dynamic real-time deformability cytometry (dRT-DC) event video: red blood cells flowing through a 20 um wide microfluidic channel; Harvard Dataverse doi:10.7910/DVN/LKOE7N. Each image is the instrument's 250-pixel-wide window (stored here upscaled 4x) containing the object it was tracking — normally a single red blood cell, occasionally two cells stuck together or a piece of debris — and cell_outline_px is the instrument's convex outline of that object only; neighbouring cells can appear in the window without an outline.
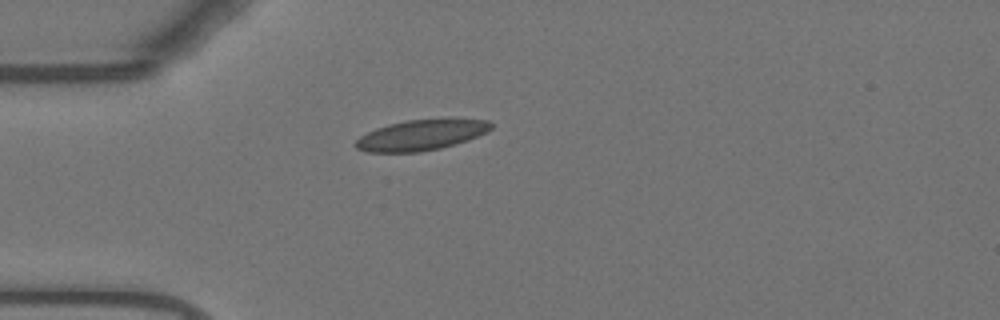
{"species": "Egyptian fruit bat (a non-hibernating species)", "species_latin": "Rousettus aegyptiacus", "temperature_condition": "warm", "stored_images_in_passage": 41, "camera_frame_rate_fps": 3000, "um_per_image_px": 0.085, "animal": {"sex": "female"}, "frame": {"image": 1, "passage_image": 1, "time_ms": 0.0, "image_size_px": [1000, 320], "cell_outline_px": [[492, 128], [468, 140], [440, 148], [420, 152], [368, 152], [356, 148], [352, 144], [360, 136], [376, 128], [388, 124], [408, 120], [448, 116], [488, 120], [492, 124]], "centroid_in_image_um": [35.82, 11.43], "position_along_channel_um": 49.2, "area_um2": 24.74}}
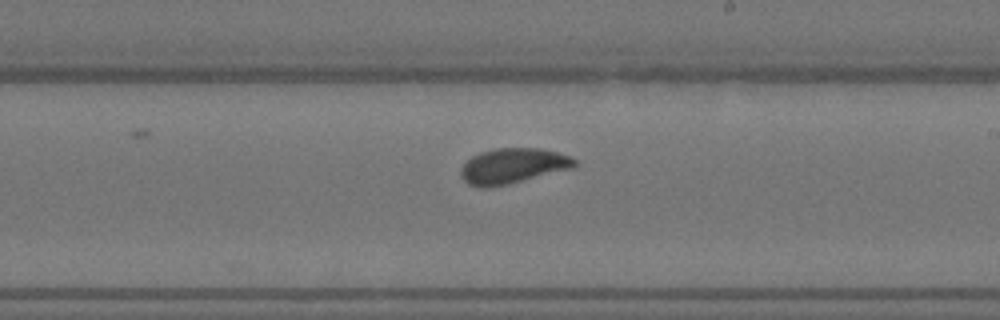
{"frame": {"image": 2, "passage_image": 18, "time_ms": 5.667, "image_size_px": [1000, 320], "cell_outline_px": [[576, 164], [572, 168], [508, 184], [488, 188], [480, 188], [468, 184], [460, 176], [460, 168], [472, 156], [480, 152], [496, 148], [540, 148], [556, 152], [568, 156], [576, 160]], "centroid_in_image_um": [43.54, 14.11], "position_along_channel_um": 245.5, "area_um2": 23.29}}
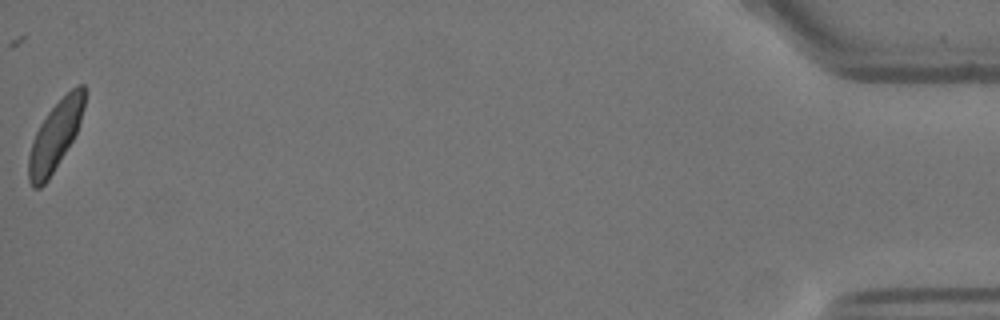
{"frame": {"image": 3, "passage_image": 41, "time_ms": 13.333, "image_size_px": [1000, 320], "cell_outline_px": [[84, 108], [76, 132], [72, 140], [48, 180], [40, 188], [32, 188], [28, 180], [28, 156], [36, 132], [40, 124], [48, 112], [76, 84], [84, 84]], "centroid_in_image_um": [4.67, 11.57], "position_along_channel_um": 430.5, "area_um2": 21.91}, "authors_computed_cell_mechanics": {"area_um2": 23.0622, "velocity_mm_per_s": 3.6912, "shape_relaxation_time_tau1_ms": 4.5093, "shape_relaxation_time_tau2_ms": null, "deformation_change_tau1": 0.1494, "deformation_change_tau2": null}}